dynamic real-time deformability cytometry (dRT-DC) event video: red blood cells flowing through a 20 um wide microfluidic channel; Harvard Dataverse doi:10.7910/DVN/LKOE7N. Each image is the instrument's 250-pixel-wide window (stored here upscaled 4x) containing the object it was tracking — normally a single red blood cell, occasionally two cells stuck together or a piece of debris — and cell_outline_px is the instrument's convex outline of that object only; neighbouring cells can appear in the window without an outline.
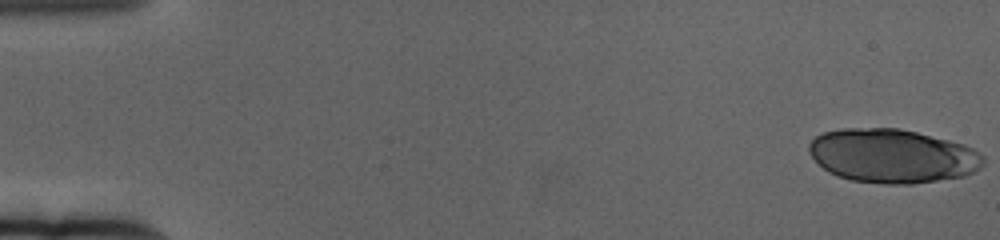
{"species": "human", "species_latin": "Homo sapiens", "temperature_condition": "cold", "stored_images_in_passage": 30, "camera_frame_rate_fps": 3000, "um_per_image_px": 0.085, "donor": {"sex": "female"}, "frame": {"image": 1, "passage_image": 1, "time_ms": 0.0, "image_size_px": [1000, 240], "cell_outline_px": [[984, 164], [980, 168], [964, 176], [912, 184], [884, 184], [852, 180], [836, 176], [828, 172], [812, 156], [808, 148], [808, 144], [816, 136], [824, 132], [844, 128], [900, 128], [964, 144], [980, 152], [984, 156]], "centroid_in_image_um": [75.86, 13.25], "position_along_channel_um": 9.1, "area_um2": 54.74}}
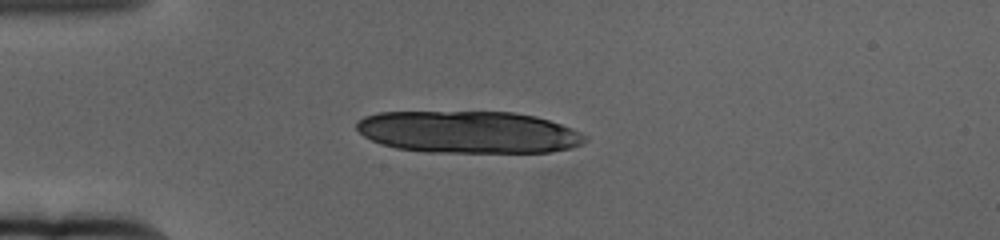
{"frame": {"image": 2, "passage_image": 16, "time_ms": 5.0, "image_size_px": [1000, 240], "cell_outline_px": [[588, 140], [572, 148], [548, 152], [428, 152], [396, 148], [380, 144], [364, 136], [356, 128], [356, 124], [364, 116], [376, 112], [512, 112], [536, 116], [572, 128], [588, 136]], "centroid_in_image_um": [39.82, 11.23], "position_along_channel_um": 45.2, "area_um2": 56.18}}
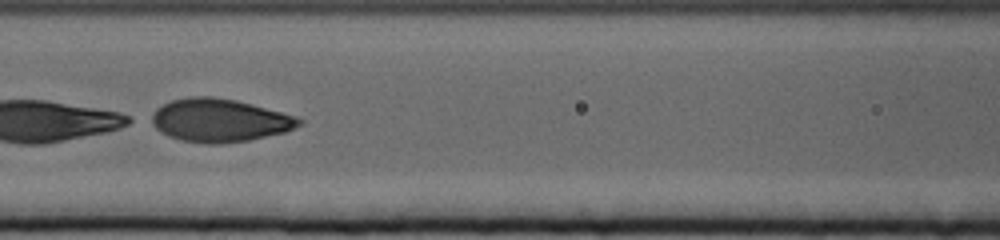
{"frame": {"image": 3, "passage_image": 28, "time_ms": 9.0, "image_size_px": [1000, 240], "cell_outline_px": [[304, 120], [300, 124], [284, 132], [248, 140], [220, 144], [204, 144], [180, 140], [168, 136], [160, 132], [144, 120], [156, 108], [172, 100], [192, 96], [212, 96], [236, 100], [296, 116]], "centroid_in_image_um": [18.55, 10.23], "position_along_channel_um": 148.1, "area_um2": 37.4}}